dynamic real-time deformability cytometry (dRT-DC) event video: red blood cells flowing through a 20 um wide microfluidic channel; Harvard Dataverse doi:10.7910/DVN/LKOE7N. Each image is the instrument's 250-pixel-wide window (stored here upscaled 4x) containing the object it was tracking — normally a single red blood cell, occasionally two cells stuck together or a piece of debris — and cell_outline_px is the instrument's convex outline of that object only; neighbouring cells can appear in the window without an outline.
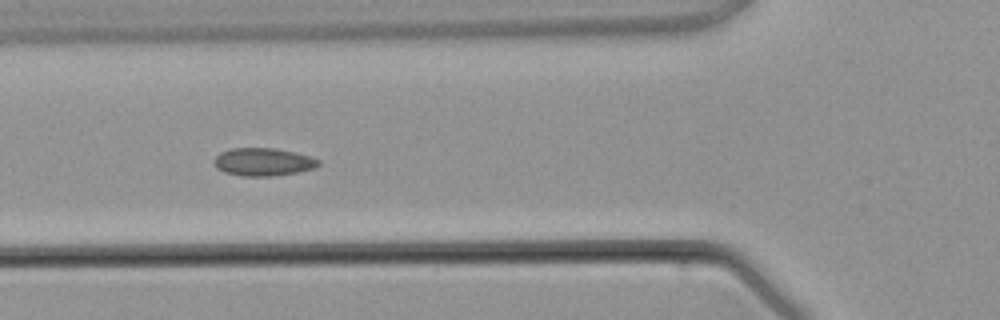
{"species": "common noctule bat (a hibernating species)", "species_latin": "Nyctalus noctula", "temperature_condition": "warm", "stored_images_in_passage": 5, "camera_frame_rate_fps": 3000, "um_per_image_px": 0.085, "animal": {"sex": "male", "body_mass_g": 21.5, "forearm_length_mm": 52.0}, "frame": {"image": 1, "passage_image": 5, "time_ms": 4.667, "image_size_px": [1000, 320], "cell_outline_px": [[320, 164], [316, 168], [276, 176], [240, 176], [224, 172], [216, 168], [212, 164], [212, 160], [220, 152], [232, 148], [276, 148], [308, 156], [320, 160]], "centroid_in_image_um": [22.32, 13.77], "position_along_channel_um": 103.5, "area_um2": 17.11}}